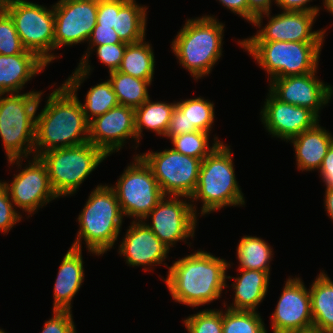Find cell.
Instances as JSON below:
<instances>
[{"mask_svg":"<svg viewBox=\"0 0 333 333\" xmlns=\"http://www.w3.org/2000/svg\"><path fill=\"white\" fill-rule=\"evenodd\" d=\"M175 107L176 101L173 103L154 102L149 98L135 109V130L138 147L144 129L165 137Z\"/></svg>","mask_w":333,"mask_h":333,"instance_id":"cell-29","label":"cell"},{"mask_svg":"<svg viewBox=\"0 0 333 333\" xmlns=\"http://www.w3.org/2000/svg\"><path fill=\"white\" fill-rule=\"evenodd\" d=\"M43 94H0V138L7 161L34 156L36 113Z\"/></svg>","mask_w":333,"mask_h":333,"instance_id":"cell-6","label":"cell"},{"mask_svg":"<svg viewBox=\"0 0 333 333\" xmlns=\"http://www.w3.org/2000/svg\"><path fill=\"white\" fill-rule=\"evenodd\" d=\"M313 0H276V6L283 11L313 12L320 14V8L316 5L311 6ZM309 3V5H308Z\"/></svg>","mask_w":333,"mask_h":333,"instance_id":"cell-42","label":"cell"},{"mask_svg":"<svg viewBox=\"0 0 333 333\" xmlns=\"http://www.w3.org/2000/svg\"><path fill=\"white\" fill-rule=\"evenodd\" d=\"M214 107L213 102L201 96L176 102L165 138L171 139L194 131L211 134L215 118Z\"/></svg>","mask_w":333,"mask_h":333,"instance_id":"cell-21","label":"cell"},{"mask_svg":"<svg viewBox=\"0 0 333 333\" xmlns=\"http://www.w3.org/2000/svg\"><path fill=\"white\" fill-rule=\"evenodd\" d=\"M48 94L44 108L36 115L34 156L89 142V121L77 93L64 83Z\"/></svg>","mask_w":333,"mask_h":333,"instance_id":"cell-2","label":"cell"},{"mask_svg":"<svg viewBox=\"0 0 333 333\" xmlns=\"http://www.w3.org/2000/svg\"><path fill=\"white\" fill-rule=\"evenodd\" d=\"M14 208L4 180H0V232L5 235L23 218L20 211Z\"/></svg>","mask_w":333,"mask_h":333,"instance_id":"cell-38","label":"cell"},{"mask_svg":"<svg viewBox=\"0 0 333 333\" xmlns=\"http://www.w3.org/2000/svg\"><path fill=\"white\" fill-rule=\"evenodd\" d=\"M276 0H248L249 4V23H253L255 17L271 11L272 2Z\"/></svg>","mask_w":333,"mask_h":333,"instance_id":"cell-45","label":"cell"},{"mask_svg":"<svg viewBox=\"0 0 333 333\" xmlns=\"http://www.w3.org/2000/svg\"><path fill=\"white\" fill-rule=\"evenodd\" d=\"M123 218L114 190L108 184L97 185L77 217L79 231L71 247L82 249L83 240L89 253L102 256L118 241Z\"/></svg>","mask_w":333,"mask_h":333,"instance_id":"cell-4","label":"cell"},{"mask_svg":"<svg viewBox=\"0 0 333 333\" xmlns=\"http://www.w3.org/2000/svg\"><path fill=\"white\" fill-rule=\"evenodd\" d=\"M233 152L230 145L219 143L206 156L200 166L199 179L190 202L195 214L205 216L226 207L244 206V194L236 180ZM201 201V211L197 213L196 202ZM195 202V203H194Z\"/></svg>","mask_w":333,"mask_h":333,"instance_id":"cell-3","label":"cell"},{"mask_svg":"<svg viewBox=\"0 0 333 333\" xmlns=\"http://www.w3.org/2000/svg\"><path fill=\"white\" fill-rule=\"evenodd\" d=\"M323 6L327 12L333 15V0H323Z\"/></svg>","mask_w":333,"mask_h":333,"instance_id":"cell-47","label":"cell"},{"mask_svg":"<svg viewBox=\"0 0 333 333\" xmlns=\"http://www.w3.org/2000/svg\"><path fill=\"white\" fill-rule=\"evenodd\" d=\"M0 333H7V332H5L3 329H0Z\"/></svg>","mask_w":333,"mask_h":333,"instance_id":"cell-50","label":"cell"},{"mask_svg":"<svg viewBox=\"0 0 333 333\" xmlns=\"http://www.w3.org/2000/svg\"><path fill=\"white\" fill-rule=\"evenodd\" d=\"M313 329L333 333V281L322 270L309 288Z\"/></svg>","mask_w":333,"mask_h":333,"instance_id":"cell-26","label":"cell"},{"mask_svg":"<svg viewBox=\"0 0 333 333\" xmlns=\"http://www.w3.org/2000/svg\"><path fill=\"white\" fill-rule=\"evenodd\" d=\"M183 198L164 196L143 220L169 249L179 241L187 244V239L195 236L198 217L189 202L190 198Z\"/></svg>","mask_w":333,"mask_h":333,"instance_id":"cell-13","label":"cell"},{"mask_svg":"<svg viewBox=\"0 0 333 333\" xmlns=\"http://www.w3.org/2000/svg\"><path fill=\"white\" fill-rule=\"evenodd\" d=\"M225 24L215 15L187 19L171 42L172 53L196 81L211 73L223 55Z\"/></svg>","mask_w":333,"mask_h":333,"instance_id":"cell-5","label":"cell"},{"mask_svg":"<svg viewBox=\"0 0 333 333\" xmlns=\"http://www.w3.org/2000/svg\"><path fill=\"white\" fill-rule=\"evenodd\" d=\"M324 207L329 218L333 222V187L325 188Z\"/></svg>","mask_w":333,"mask_h":333,"instance_id":"cell-46","label":"cell"},{"mask_svg":"<svg viewBox=\"0 0 333 333\" xmlns=\"http://www.w3.org/2000/svg\"><path fill=\"white\" fill-rule=\"evenodd\" d=\"M260 111L261 122L272 137L288 141L312 128L320 119L309 109L281 102L270 91Z\"/></svg>","mask_w":333,"mask_h":333,"instance_id":"cell-19","label":"cell"},{"mask_svg":"<svg viewBox=\"0 0 333 333\" xmlns=\"http://www.w3.org/2000/svg\"><path fill=\"white\" fill-rule=\"evenodd\" d=\"M130 139L136 142L133 146L137 150L134 108L118 105L89 121V142L107 156L119 152Z\"/></svg>","mask_w":333,"mask_h":333,"instance_id":"cell-18","label":"cell"},{"mask_svg":"<svg viewBox=\"0 0 333 333\" xmlns=\"http://www.w3.org/2000/svg\"><path fill=\"white\" fill-rule=\"evenodd\" d=\"M107 157L90 142L53 149L40 156L47 166L51 186L59 198L75 194L84 180Z\"/></svg>","mask_w":333,"mask_h":333,"instance_id":"cell-8","label":"cell"},{"mask_svg":"<svg viewBox=\"0 0 333 333\" xmlns=\"http://www.w3.org/2000/svg\"><path fill=\"white\" fill-rule=\"evenodd\" d=\"M209 136L210 133L194 131L187 134L177 135L170 140L173 145V149L177 152L203 160L216 148L219 143H222V141L219 140L215 134L214 141L210 147Z\"/></svg>","mask_w":333,"mask_h":333,"instance_id":"cell-35","label":"cell"},{"mask_svg":"<svg viewBox=\"0 0 333 333\" xmlns=\"http://www.w3.org/2000/svg\"><path fill=\"white\" fill-rule=\"evenodd\" d=\"M326 188L333 187V142L325 155L322 165L318 170Z\"/></svg>","mask_w":333,"mask_h":333,"instance_id":"cell-43","label":"cell"},{"mask_svg":"<svg viewBox=\"0 0 333 333\" xmlns=\"http://www.w3.org/2000/svg\"><path fill=\"white\" fill-rule=\"evenodd\" d=\"M223 309H204L183 320L188 333H223Z\"/></svg>","mask_w":333,"mask_h":333,"instance_id":"cell-36","label":"cell"},{"mask_svg":"<svg viewBox=\"0 0 333 333\" xmlns=\"http://www.w3.org/2000/svg\"><path fill=\"white\" fill-rule=\"evenodd\" d=\"M288 333H319V332H317L316 330L312 329V330L304 331V332H288Z\"/></svg>","mask_w":333,"mask_h":333,"instance_id":"cell-49","label":"cell"},{"mask_svg":"<svg viewBox=\"0 0 333 333\" xmlns=\"http://www.w3.org/2000/svg\"><path fill=\"white\" fill-rule=\"evenodd\" d=\"M52 317L45 321L40 333H77L72 311H52Z\"/></svg>","mask_w":333,"mask_h":333,"instance_id":"cell-39","label":"cell"},{"mask_svg":"<svg viewBox=\"0 0 333 333\" xmlns=\"http://www.w3.org/2000/svg\"><path fill=\"white\" fill-rule=\"evenodd\" d=\"M127 44L128 43H116L95 46L91 52L80 60L78 66L75 68L74 72H72L71 76L65 80L64 84L73 93H78L77 91L80 86L87 78H89L94 69L91 68L92 66L90 65L91 63H89V57L95 50L99 62H102V64L108 67V73L117 71L120 67Z\"/></svg>","mask_w":333,"mask_h":333,"instance_id":"cell-27","label":"cell"},{"mask_svg":"<svg viewBox=\"0 0 333 333\" xmlns=\"http://www.w3.org/2000/svg\"><path fill=\"white\" fill-rule=\"evenodd\" d=\"M271 11L255 17L252 25L260 28L251 37L241 39V42H324L327 29L312 31L319 15L313 12L282 11L272 15ZM268 17L267 24L262 27L263 18Z\"/></svg>","mask_w":333,"mask_h":333,"instance_id":"cell-14","label":"cell"},{"mask_svg":"<svg viewBox=\"0 0 333 333\" xmlns=\"http://www.w3.org/2000/svg\"><path fill=\"white\" fill-rule=\"evenodd\" d=\"M47 66L36 54H0V94L21 93Z\"/></svg>","mask_w":333,"mask_h":333,"instance_id":"cell-23","label":"cell"},{"mask_svg":"<svg viewBox=\"0 0 333 333\" xmlns=\"http://www.w3.org/2000/svg\"><path fill=\"white\" fill-rule=\"evenodd\" d=\"M237 271L240 276L237 274L238 277L233 278L228 275L226 277V279L234 280V283L231 284L234 289V298L230 306L224 301V308L256 311L267 295L270 275L257 270L237 269Z\"/></svg>","mask_w":333,"mask_h":333,"instance_id":"cell-25","label":"cell"},{"mask_svg":"<svg viewBox=\"0 0 333 333\" xmlns=\"http://www.w3.org/2000/svg\"><path fill=\"white\" fill-rule=\"evenodd\" d=\"M231 263L210 252L196 250L174 261L168 268L165 281L172 299L198 308L221 298L227 285V269Z\"/></svg>","mask_w":333,"mask_h":333,"instance_id":"cell-1","label":"cell"},{"mask_svg":"<svg viewBox=\"0 0 333 333\" xmlns=\"http://www.w3.org/2000/svg\"><path fill=\"white\" fill-rule=\"evenodd\" d=\"M139 155L151 168L164 196L190 198L195 192L201 159L181 154L173 148Z\"/></svg>","mask_w":333,"mask_h":333,"instance_id":"cell-11","label":"cell"},{"mask_svg":"<svg viewBox=\"0 0 333 333\" xmlns=\"http://www.w3.org/2000/svg\"><path fill=\"white\" fill-rule=\"evenodd\" d=\"M120 10V0H98L96 23L98 25L115 27L116 14Z\"/></svg>","mask_w":333,"mask_h":333,"instance_id":"cell-41","label":"cell"},{"mask_svg":"<svg viewBox=\"0 0 333 333\" xmlns=\"http://www.w3.org/2000/svg\"><path fill=\"white\" fill-rule=\"evenodd\" d=\"M262 70L269 82L275 78L305 75L318 70L323 42H241Z\"/></svg>","mask_w":333,"mask_h":333,"instance_id":"cell-7","label":"cell"},{"mask_svg":"<svg viewBox=\"0 0 333 333\" xmlns=\"http://www.w3.org/2000/svg\"><path fill=\"white\" fill-rule=\"evenodd\" d=\"M124 169L115 185H109L115 192L123 215L133 221H143L148 213L164 197L148 164L139 154Z\"/></svg>","mask_w":333,"mask_h":333,"instance_id":"cell-10","label":"cell"},{"mask_svg":"<svg viewBox=\"0 0 333 333\" xmlns=\"http://www.w3.org/2000/svg\"><path fill=\"white\" fill-rule=\"evenodd\" d=\"M143 40L126 46L120 67L117 71L152 83L155 70V55L152 44Z\"/></svg>","mask_w":333,"mask_h":333,"instance_id":"cell-30","label":"cell"},{"mask_svg":"<svg viewBox=\"0 0 333 333\" xmlns=\"http://www.w3.org/2000/svg\"><path fill=\"white\" fill-rule=\"evenodd\" d=\"M147 9L136 0H120V10L116 14L114 31L125 43H136L146 37Z\"/></svg>","mask_w":333,"mask_h":333,"instance_id":"cell-28","label":"cell"},{"mask_svg":"<svg viewBox=\"0 0 333 333\" xmlns=\"http://www.w3.org/2000/svg\"><path fill=\"white\" fill-rule=\"evenodd\" d=\"M9 0H0V15L6 12Z\"/></svg>","mask_w":333,"mask_h":333,"instance_id":"cell-48","label":"cell"},{"mask_svg":"<svg viewBox=\"0 0 333 333\" xmlns=\"http://www.w3.org/2000/svg\"><path fill=\"white\" fill-rule=\"evenodd\" d=\"M295 150L296 165L299 171L319 170L333 135L317 122L312 128L290 139Z\"/></svg>","mask_w":333,"mask_h":333,"instance_id":"cell-24","label":"cell"},{"mask_svg":"<svg viewBox=\"0 0 333 333\" xmlns=\"http://www.w3.org/2000/svg\"><path fill=\"white\" fill-rule=\"evenodd\" d=\"M128 227L117 250L125 258L126 264L131 267L143 266L145 272H151L154 270L152 267L161 264L169 268L164 261L170 249L152 230L143 221H132Z\"/></svg>","mask_w":333,"mask_h":333,"instance_id":"cell-20","label":"cell"},{"mask_svg":"<svg viewBox=\"0 0 333 333\" xmlns=\"http://www.w3.org/2000/svg\"><path fill=\"white\" fill-rule=\"evenodd\" d=\"M0 54H35L22 45L14 21L7 12L0 15Z\"/></svg>","mask_w":333,"mask_h":333,"instance_id":"cell-37","label":"cell"},{"mask_svg":"<svg viewBox=\"0 0 333 333\" xmlns=\"http://www.w3.org/2000/svg\"><path fill=\"white\" fill-rule=\"evenodd\" d=\"M82 249L70 247L60 263L54 284L53 310L72 311V301L85 279Z\"/></svg>","mask_w":333,"mask_h":333,"instance_id":"cell-22","label":"cell"},{"mask_svg":"<svg viewBox=\"0 0 333 333\" xmlns=\"http://www.w3.org/2000/svg\"><path fill=\"white\" fill-rule=\"evenodd\" d=\"M108 80L112 84L119 105L136 109L150 98L148 87L152 83L148 80L135 78L120 71L110 72Z\"/></svg>","mask_w":333,"mask_h":333,"instance_id":"cell-32","label":"cell"},{"mask_svg":"<svg viewBox=\"0 0 333 333\" xmlns=\"http://www.w3.org/2000/svg\"><path fill=\"white\" fill-rule=\"evenodd\" d=\"M222 6L242 17L249 23V4L248 0H218Z\"/></svg>","mask_w":333,"mask_h":333,"instance_id":"cell-44","label":"cell"},{"mask_svg":"<svg viewBox=\"0 0 333 333\" xmlns=\"http://www.w3.org/2000/svg\"><path fill=\"white\" fill-rule=\"evenodd\" d=\"M51 8V9H50ZM6 12L13 19L21 43L47 65L60 58L54 51L55 15L51 7L27 0H9Z\"/></svg>","mask_w":333,"mask_h":333,"instance_id":"cell-9","label":"cell"},{"mask_svg":"<svg viewBox=\"0 0 333 333\" xmlns=\"http://www.w3.org/2000/svg\"><path fill=\"white\" fill-rule=\"evenodd\" d=\"M88 48L85 53L82 55L81 60L93 50L95 46L106 45V44H116V43H125L122 42L118 37V34L114 31L113 27H107L98 25L94 27L92 34L88 40Z\"/></svg>","mask_w":333,"mask_h":333,"instance_id":"cell-40","label":"cell"},{"mask_svg":"<svg viewBox=\"0 0 333 333\" xmlns=\"http://www.w3.org/2000/svg\"><path fill=\"white\" fill-rule=\"evenodd\" d=\"M258 311H222L223 333H267L264 321Z\"/></svg>","mask_w":333,"mask_h":333,"instance_id":"cell-34","label":"cell"},{"mask_svg":"<svg viewBox=\"0 0 333 333\" xmlns=\"http://www.w3.org/2000/svg\"><path fill=\"white\" fill-rule=\"evenodd\" d=\"M238 269L257 270L270 275L273 248L261 237L244 235L236 248Z\"/></svg>","mask_w":333,"mask_h":333,"instance_id":"cell-31","label":"cell"},{"mask_svg":"<svg viewBox=\"0 0 333 333\" xmlns=\"http://www.w3.org/2000/svg\"><path fill=\"white\" fill-rule=\"evenodd\" d=\"M23 160L25 159L8 161L9 166L15 164L21 171L17 170L19 173L14 174L11 183L6 181L4 183L15 209L19 208L22 212H26L29 218L38 212L39 208L45 207L59 197L51 186L47 166L41 158L33 156L22 168Z\"/></svg>","mask_w":333,"mask_h":333,"instance_id":"cell-12","label":"cell"},{"mask_svg":"<svg viewBox=\"0 0 333 333\" xmlns=\"http://www.w3.org/2000/svg\"><path fill=\"white\" fill-rule=\"evenodd\" d=\"M316 74L317 71L272 79L268 91L281 102L309 109L320 119V111L333 97V86L324 83Z\"/></svg>","mask_w":333,"mask_h":333,"instance_id":"cell-17","label":"cell"},{"mask_svg":"<svg viewBox=\"0 0 333 333\" xmlns=\"http://www.w3.org/2000/svg\"><path fill=\"white\" fill-rule=\"evenodd\" d=\"M281 296L271 315L273 333L304 332L313 329L309 288L300 277L284 281Z\"/></svg>","mask_w":333,"mask_h":333,"instance_id":"cell-16","label":"cell"},{"mask_svg":"<svg viewBox=\"0 0 333 333\" xmlns=\"http://www.w3.org/2000/svg\"><path fill=\"white\" fill-rule=\"evenodd\" d=\"M88 121L102 115L119 105L111 82L107 79L90 87L85 96V103H81Z\"/></svg>","mask_w":333,"mask_h":333,"instance_id":"cell-33","label":"cell"},{"mask_svg":"<svg viewBox=\"0 0 333 333\" xmlns=\"http://www.w3.org/2000/svg\"><path fill=\"white\" fill-rule=\"evenodd\" d=\"M54 51L88 40L96 26L98 0H58L54 3Z\"/></svg>","mask_w":333,"mask_h":333,"instance_id":"cell-15","label":"cell"}]
</instances>
